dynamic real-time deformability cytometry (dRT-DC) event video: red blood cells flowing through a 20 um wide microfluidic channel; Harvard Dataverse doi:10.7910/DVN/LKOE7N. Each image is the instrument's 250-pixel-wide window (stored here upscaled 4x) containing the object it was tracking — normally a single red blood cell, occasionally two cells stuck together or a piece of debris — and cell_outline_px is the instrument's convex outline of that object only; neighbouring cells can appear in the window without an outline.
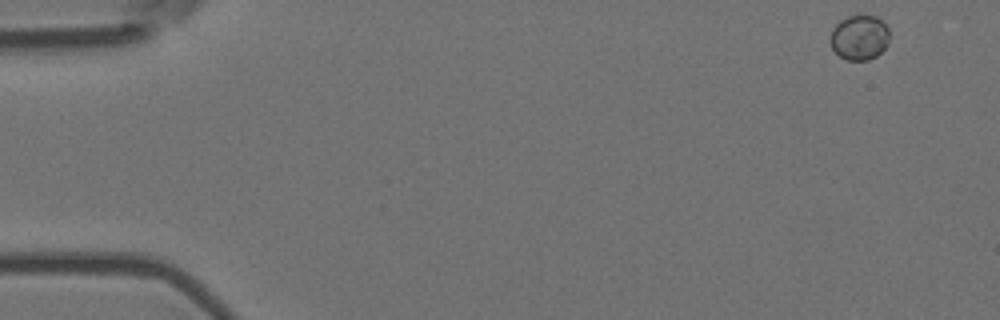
{"species": "Egyptian fruit bat (a non-hibernating species)", "species_latin": "Rousettus aegyptiacus", "temperature_condition": "room temperature", "stored_images_in_passage": 5, "camera_frame_rate_fps": 3000, "um_per_image_px": 0.085, "animal": {"sex": "female"}, "frame": {"image": 1, "passage_image": 1, "time_ms": 0.0, "image_size_px": [1000, 320], "cell_outline_px": [[888, 44], [876, 56], [868, 60], [848, 60], [840, 56], [832, 48], [828, 40], [832, 28], [840, 20], [848, 16], [876, 16], [888, 28]], "centroid_in_image_um": [73.01, 3.19], "position_along_channel_um": 12.0, "area_um2": 15.43}}
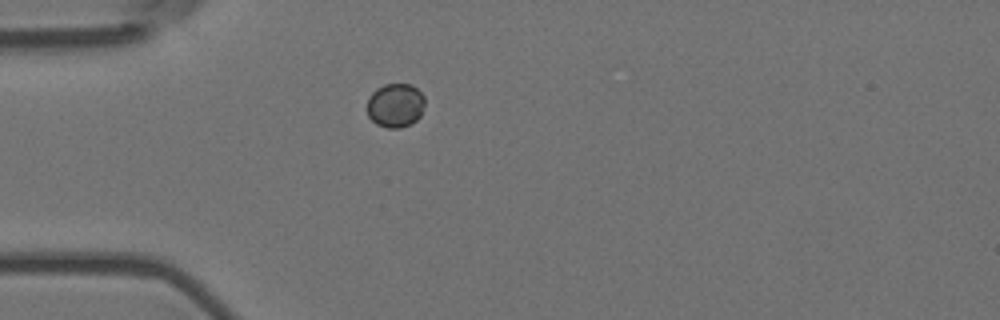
{"frame": {"image": 2, "passage_image": 4, "time_ms": 1.0, "image_size_px": [1000, 320], "cell_outline_px": [[424, 104], [420, 116], [412, 124], [400, 128], [388, 128], [376, 124], [368, 116], [368, 96], [376, 88], [384, 84], [412, 84], [424, 96]], "centroid_in_image_um": [33.6, 8.95], "position_along_channel_um": 51.4, "area_um2": 14.91}}